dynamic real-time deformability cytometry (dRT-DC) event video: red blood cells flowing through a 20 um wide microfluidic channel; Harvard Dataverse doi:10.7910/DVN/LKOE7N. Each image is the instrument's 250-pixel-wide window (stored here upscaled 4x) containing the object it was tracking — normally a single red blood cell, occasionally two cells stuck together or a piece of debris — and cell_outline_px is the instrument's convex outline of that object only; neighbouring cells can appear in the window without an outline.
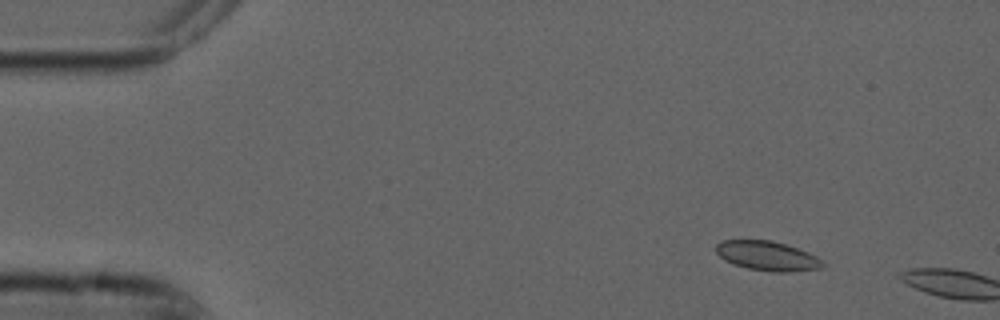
{"species": "common noctule bat (a hibernating species)", "species_latin": "Nyctalus noctula", "temperature_condition": "cold", "stored_images_in_passage": 9, "camera_frame_rate_fps": 3000, "um_per_image_px": 0.085, "animal": {"sex": "male", "forearm_length_mm": 52.5}, "frame": {"image": 1, "passage_image": 7, "time_ms": 2.0, "image_size_px": [1000, 320], "cell_outline_px": [[824, 268], [792, 272], [772, 272], [748, 268], [732, 264], [724, 260], [716, 252], [716, 244], [720, 240], [772, 240], [788, 244], [808, 252], [824, 260]], "centroid_in_image_um": [65.25, 21.75], "position_along_channel_um": 19.7, "area_um2": 18.67}}